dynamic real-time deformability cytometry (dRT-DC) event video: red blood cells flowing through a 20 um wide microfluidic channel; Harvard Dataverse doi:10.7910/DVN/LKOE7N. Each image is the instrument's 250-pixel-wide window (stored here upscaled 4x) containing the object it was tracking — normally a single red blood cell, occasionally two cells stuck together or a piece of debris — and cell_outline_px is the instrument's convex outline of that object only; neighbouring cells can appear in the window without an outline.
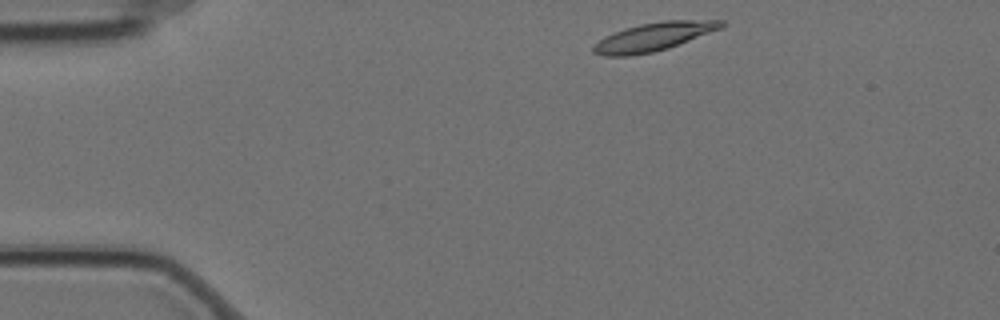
{"species": "Egyptian fruit bat (a non-hibernating species)", "species_latin": "Rousettus aegyptiacus", "temperature_condition": "cold", "stored_images_in_passage": 3, "camera_frame_rate_fps": 3000, "um_per_image_px": 0.085, "animal": {"sex": "female"}, "frame": {"image": 1, "passage_image": 1, "time_ms": 0.0, "image_size_px": [1000, 320], "cell_outline_px": [[724, 24], [720, 28], [668, 48], [652, 52], [632, 56], [604, 56], [592, 52], [592, 48], [604, 36], [624, 28], [640, 24], [664, 20], [724, 20]], "centroid_in_image_um": [55.51, 3.12], "position_along_channel_um": 29.5, "area_um2": 20.87}}